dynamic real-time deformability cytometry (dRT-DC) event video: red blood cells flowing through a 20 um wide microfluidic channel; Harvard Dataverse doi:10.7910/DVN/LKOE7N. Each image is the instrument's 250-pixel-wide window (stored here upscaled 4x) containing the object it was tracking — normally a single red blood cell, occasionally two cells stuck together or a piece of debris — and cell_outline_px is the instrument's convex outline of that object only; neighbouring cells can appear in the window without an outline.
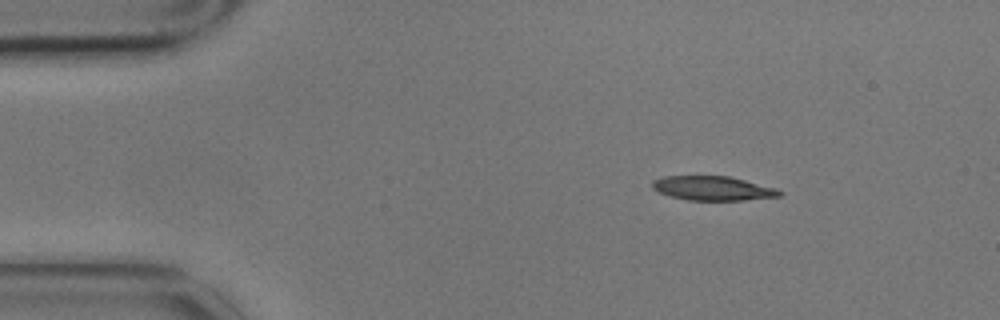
{"species": "common noctule bat (a hibernating species)", "species_latin": "Nyctalus noctula", "temperature_condition": "cold", "stored_images_in_passage": 5, "camera_frame_rate_fps": 3000, "um_per_image_px": 0.085, "animal": {"sex": "male", "body_mass_g": 17.9}, "frame": {"image": 1, "passage_image": 2, "time_ms": 0.333, "image_size_px": [1000, 320], "cell_outline_px": [[784, 192], [780, 196], [744, 200], [688, 200], [672, 196], [660, 192], [652, 188], [652, 180], [664, 176], [728, 176], [776, 188]], "centroid_in_image_um": [60.59, 16.0], "position_along_channel_um": 24.4, "area_um2": 17.8}}